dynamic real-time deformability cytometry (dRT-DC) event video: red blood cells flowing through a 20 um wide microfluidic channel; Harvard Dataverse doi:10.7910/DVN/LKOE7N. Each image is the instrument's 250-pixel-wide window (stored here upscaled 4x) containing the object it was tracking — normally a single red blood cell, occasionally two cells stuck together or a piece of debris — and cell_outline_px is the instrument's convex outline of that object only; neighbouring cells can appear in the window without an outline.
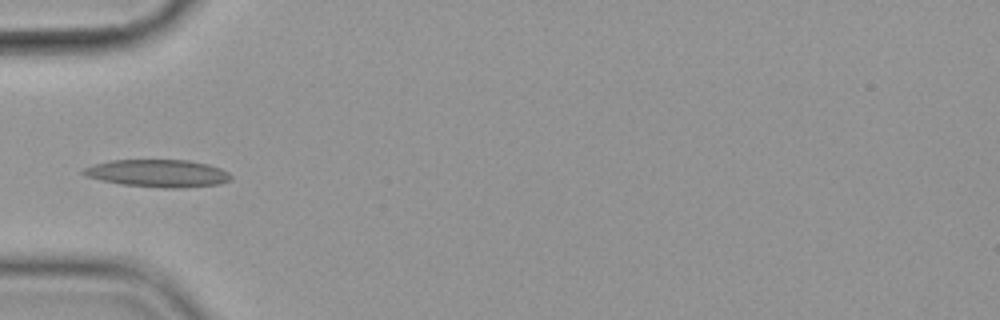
{"species": "common noctule bat (a hibernating species)", "species_latin": "Nyctalus noctula", "temperature_condition": "cold", "stored_images_in_passage": 6, "camera_frame_rate_fps": 3000, "um_per_image_px": 0.085, "animal": {"sex": "female", "body_mass_g": 19.9}, "frame": {"image": 1, "passage_image": 5, "time_ms": 5.333, "image_size_px": [1000, 320], "cell_outline_px": [[232, 180], [216, 184], [184, 188], [164, 188], [120, 184], [100, 180], [84, 176], [80, 172], [84, 168], [96, 164], [112, 160], [188, 160], [208, 164], [220, 168], [228, 172], [232, 176]], "centroid_in_image_um": [13.42, 14.73], "position_along_channel_um": 71.6, "area_um2": 23.7}}
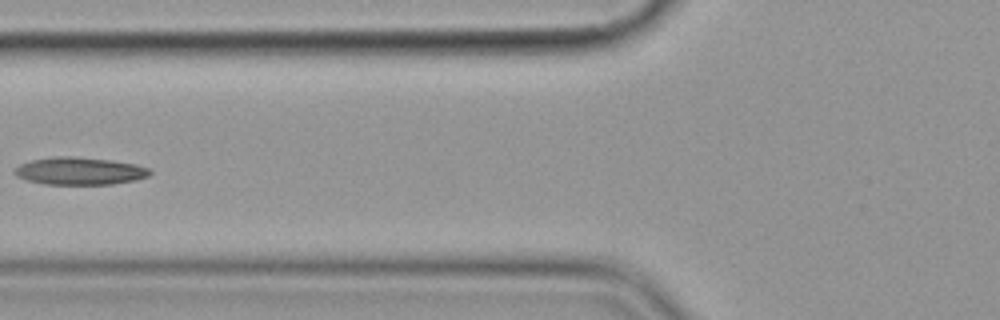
{"frame": {"image": 2, "passage_image": 6, "time_ms": 6.667, "image_size_px": [1000, 320], "cell_outline_px": [[152, 172], [148, 176], [136, 180], [112, 184], [44, 184], [28, 180], [16, 176], [12, 172], [20, 164], [32, 160], [52, 156], [76, 156], [112, 160], [136, 164], [148, 168]], "centroid_in_image_um": [6.77, 14.53], "position_along_channel_um": 119.0, "area_um2": 21.79}}